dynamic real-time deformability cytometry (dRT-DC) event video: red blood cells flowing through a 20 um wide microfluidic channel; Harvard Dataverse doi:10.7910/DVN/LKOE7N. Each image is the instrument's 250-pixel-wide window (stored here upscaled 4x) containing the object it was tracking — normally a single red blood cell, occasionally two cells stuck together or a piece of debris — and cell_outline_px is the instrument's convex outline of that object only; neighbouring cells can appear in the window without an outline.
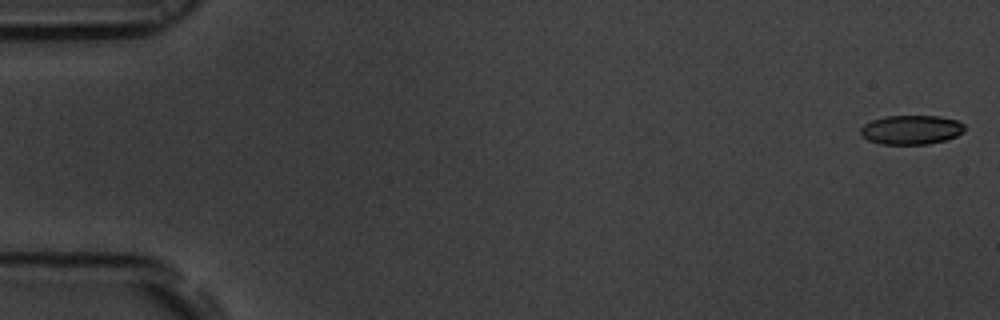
{"species": "common noctule bat (a hibernating species)", "species_latin": "Nyctalus noctula", "temperature_condition": "room temperature", "stored_images_in_passage": 55, "camera_frame_rate_fps": 3000, "um_per_image_px": 0.085, "animal": {"sex": "male", "body_mass_g": 19.5, "forearm_length_mm": 54.6}, "frame": {"image": 1, "passage_image": 1, "time_ms": 0.0, "image_size_px": [1000, 320], "cell_outline_px": [[964, 132], [956, 136], [944, 140], [928, 144], [880, 144], [868, 140], [860, 132], [860, 128], [864, 124], [872, 120], [884, 116], [940, 116], [956, 120], [964, 124]], "centroid_in_image_um": [77.45, 11.03], "position_along_channel_um": 7.5, "area_um2": 17.69}}
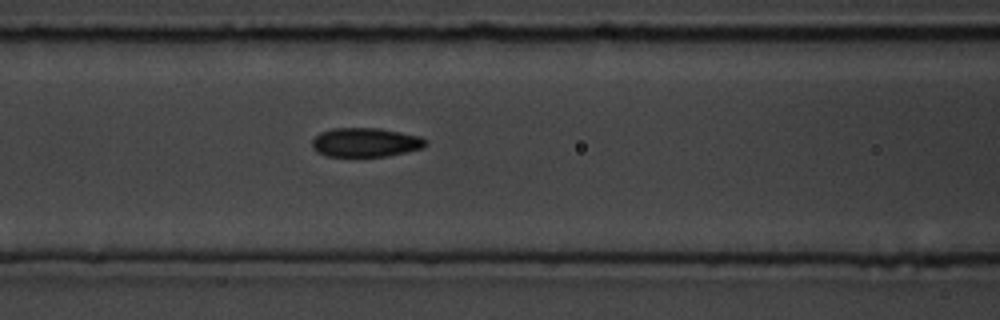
{"frame": {"image": 2, "passage_image": 23, "time_ms": 7.333, "image_size_px": [1000, 320], "cell_outline_px": [[428, 144], [424, 148], [384, 156], [324, 156], [316, 152], [312, 148], [312, 140], [320, 132], [332, 128], [380, 128], [420, 136]], "centroid_in_image_um": [31.03, 12.1], "position_along_channel_um": 135.6, "area_um2": 19.25}}
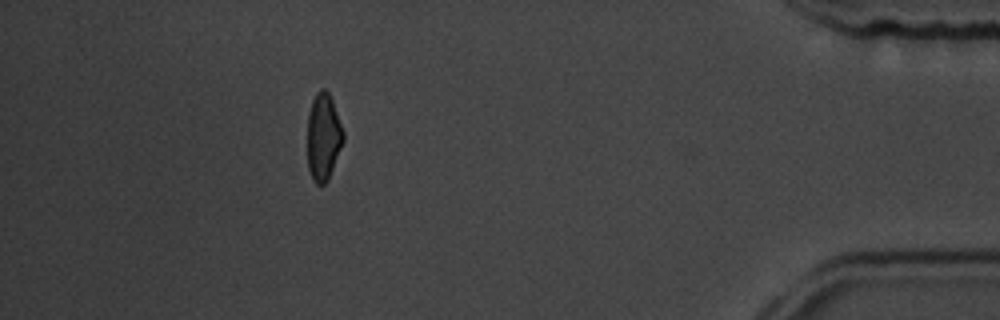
{"frame": {"image": 3, "passage_image": 49, "time_ms": 16.0, "image_size_px": [1000, 320], "cell_outline_px": [[344, 140], [328, 180], [324, 184], [316, 184], [312, 180], [308, 168], [308, 112], [312, 100], [316, 92], [320, 88], [324, 88], [328, 92], [332, 100], [344, 132]], "centroid_in_image_um": [27.48, 11.63], "position_along_channel_um": 407.7, "area_um2": 18.26}, "authors_computed_cell_mechanics": {"area_um2": 19.1896, "velocity_mm_per_s": 3.7493, "shape_relaxation_time_tau1_ms": 4.0145, "shape_relaxation_time_tau2_ms": 1.2654, "deformation_change_tau1": 0.126, "deformation_change_tau2": 0.063}}